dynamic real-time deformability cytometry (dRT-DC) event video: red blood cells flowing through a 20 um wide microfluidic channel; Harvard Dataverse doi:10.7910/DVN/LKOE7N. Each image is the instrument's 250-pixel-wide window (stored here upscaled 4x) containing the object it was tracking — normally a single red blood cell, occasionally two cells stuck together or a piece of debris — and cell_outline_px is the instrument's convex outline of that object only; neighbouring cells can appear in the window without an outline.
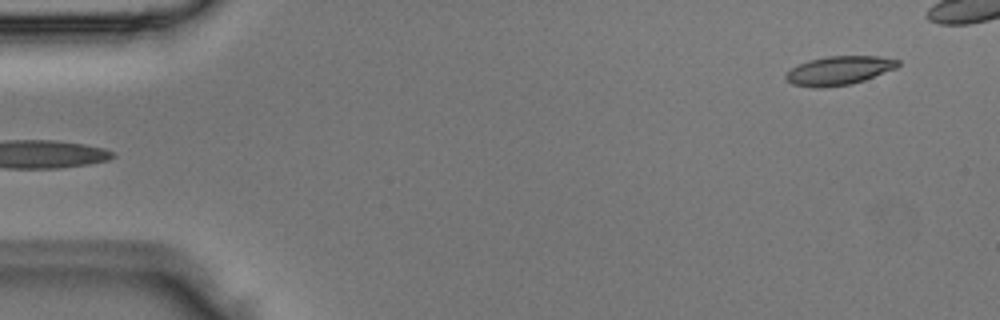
{"species": "Egyptian fruit bat (a non-hibernating species)", "species_latin": "Rousettus aegyptiacus", "temperature_condition": "room temperature", "stored_images_in_passage": 3, "segment_of_instrument_passage": [2, 2], "camera_frame_rate_fps": 3000, "um_per_image_px": 0.085, "animal": {"sex": "male"}, "frame": {"image": 1, "passage_image": 3, "time_ms": 0.667, "image_size_px": [1000, 320], "cell_outline_px": [[900, 64], [896, 68], [864, 80], [852, 84], [820, 88], [812, 88], [792, 84], [784, 76], [792, 68], [808, 60], [828, 56], [880, 56], [900, 60]], "centroid_in_image_um": [71.33, 6.0], "position_along_channel_um": 13.7, "area_um2": 18.79}}